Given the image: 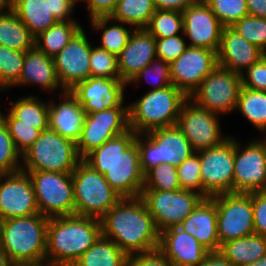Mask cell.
<instances>
[{"instance_id": "6da1fadb", "label": "cell", "mask_w": 266, "mask_h": 266, "mask_svg": "<svg viewBox=\"0 0 266 266\" xmlns=\"http://www.w3.org/2000/svg\"><path fill=\"white\" fill-rule=\"evenodd\" d=\"M136 136L137 133L129 129L83 158L93 169L105 176L110 186L122 198L139 197L144 188Z\"/></svg>"}, {"instance_id": "7a4b0ae2", "label": "cell", "mask_w": 266, "mask_h": 266, "mask_svg": "<svg viewBox=\"0 0 266 266\" xmlns=\"http://www.w3.org/2000/svg\"><path fill=\"white\" fill-rule=\"evenodd\" d=\"M100 221L102 235L128 256L159 248L160 232L140 196L122 198Z\"/></svg>"}, {"instance_id": "3957f363", "label": "cell", "mask_w": 266, "mask_h": 266, "mask_svg": "<svg viewBox=\"0 0 266 266\" xmlns=\"http://www.w3.org/2000/svg\"><path fill=\"white\" fill-rule=\"evenodd\" d=\"M101 234V221L97 218L75 214L49 218L46 262L53 266H72Z\"/></svg>"}, {"instance_id": "277c9868", "label": "cell", "mask_w": 266, "mask_h": 266, "mask_svg": "<svg viewBox=\"0 0 266 266\" xmlns=\"http://www.w3.org/2000/svg\"><path fill=\"white\" fill-rule=\"evenodd\" d=\"M48 222L40 213L4 220L0 252L13 263L46 262Z\"/></svg>"}, {"instance_id": "5b68a950", "label": "cell", "mask_w": 266, "mask_h": 266, "mask_svg": "<svg viewBox=\"0 0 266 266\" xmlns=\"http://www.w3.org/2000/svg\"><path fill=\"white\" fill-rule=\"evenodd\" d=\"M188 97L174 85L148 90L128 105L129 128L137 134L176 125L182 104Z\"/></svg>"}, {"instance_id": "8992f818", "label": "cell", "mask_w": 266, "mask_h": 266, "mask_svg": "<svg viewBox=\"0 0 266 266\" xmlns=\"http://www.w3.org/2000/svg\"><path fill=\"white\" fill-rule=\"evenodd\" d=\"M21 160V171L72 173L82 158L75 142L47 129L22 154Z\"/></svg>"}, {"instance_id": "52a82bcc", "label": "cell", "mask_w": 266, "mask_h": 266, "mask_svg": "<svg viewBox=\"0 0 266 266\" xmlns=\"http://www.w3.org/2000/svg\"><path fill=\"white\" fill-rule=\"evenodd\" d=\"M75 215L101 219L121 199L105 176L83 159L72 171Z\"/></svg>"}, {"instance_id": "ba28073f", "label": "cell", "mask_w": 266, "mask_h": 266, "mask_svg": "<svg viewBox=\"0 0 266 266\" xmlns=\"http://www.w3.org/2000/svg\"><path fill=\"white\" fill-rule=\"evenodd\" d=\"M135 142L139 150L140 167L144 175L157 165L171 164L177 167L195 153L177 125L155 129L145 134H137Z\"/></svg>"}, {"instance_id": "9c48e42d", "label": "cell", "mask_w": 266, "mask_h": 266, "mask_svg": "<svg viewBox=\"0 0 266 266\" xmlns=\"http://www.w3.org/2000/svg\"><path fill=\"white\" fill-rule=\"evenodd\" d=\"M30 176L39 213L48 218L75 214L71 173L24 171Z\"/></svg>"}, {"instance_id": "30bf717a", "label": "cell", "mask_w": 266, "mask_h": 266, "mask_svg": "<svg viewBox=\"0 0 266 266\" xmlns=\"http://www.w3.org/2000/svg\"><path fill=\"white\" fill-rule=\"evenodd\" d=\"M241 88V75L218 65L189 99L213 114H227L236 110Z\"/></svg>"}, {"instance_id": "8fae6325", "label": "cell", "mask_w": 266, "mask_h": 266, "mask_svg": "<svg viewBox=\"0 0 266 266\" xmlns=\"http://www.w3.org/2000/svg\"><path fill=\"white\" fill-rule=\"evenodd\" d=\"M235 139L199 151L202 197L233 193Z\"/></svg>"}, {"instance_id": "7c38bea8", "label": "cell", "mask_w": 266, "mask_h": 266, "mask_svg": "<svg viewBox=\"0 0 266 266\" xmlns=\"http://www.w3.org/2000/svg\"><path fill=\"white\" fill-rule=\"evenodd\" d=\"M212 198L216 202L220 247L227 241L255 234L252 192L225 193Z\"/></svg>"}, {"instance_id": "4fadbf2b", "label": "cell", "mask_w": 266, "mask_h": 266, "mask_svg": "<svg viewBox=\"0 0 266 266\" xmlns=\"http://www.w3.org/2000/svg\"><path fill=\"white\" fill-rule=\"evenodd\" d=\"M140 197L154 218L160 233L165 229L178 226L203 199L200 194L184 189L142 190Z\"/></svg>"}, {"instance_id": "5bb4252c", "label": "cell", "mask_w": 266, "mask_h": 266, "mask_svg": "<svg viewBox=\"0 0 266 266\" xmlns=\"http://www.w3.org/2000/svg\"><path fill=\"white\" fill-rule=\"evenodd\" d=\"M218 116L188 98L181 106L176 125L198 152L215 147L229 137L222 134Z\"/></svg>"}, {"instance_id": "9a60e30c", "label": "cell", "mask_w": 266, "mask_h": 266, "mask_svg": "<svg viewBox=\"0 0 266 266\" xmlns=\"http://www.w3.org/2000/svg\"><path fill=\"white\" fill-rule=\"evenodd\" d=\"M129 129L128 106L87 113L81 137L76 143L79 156L83 159L92 150Z\"/></svg>"}, {"instance_id": "2e32d148", "label": "cell", "mask_w": 266, "mask_h": 266, "mask_svg": "<svg viewBox=\"0 0 266 266\" xmlns=\"http://www.w3.org/2000/svg\"><path fill=\"white\" fill-rule=\"evenodd\" d=\"M235 140L233 193L266 191V155L258 139L246 146Z\"/></svg>"}, {"instance_id": "e0dca14e", "label": "cell", "mask_w": 266, "mask_h": 266, "mask_svg": "<svg viewBox=\"0 0 266 266\" xmlns=\"http://www.w3.org/2000/svg\"><path fill=\"white\" fill-rule=\"evenodd\" d=\"M217 66V51L188 46L170 63L171 83L189 98Z\"/></svg>"}, {"instance_id": "ac0fdd59", "label": "cell", "mask_w": 266, "mask_h": 266, "mask_svg": "<svg viewBox=\"0 0 266 266\" xmlns=\"http://www.w3.org/2000/svg\"><path fill=\"white\" fill-rule=\"evenodd\" d=\"M91 43L83 28L53 57L62 93L90 77Z\"/></svg>"}, {"instance_id": "d6986e66", "label": "cell", "mask_w": 266, "mask_h": 266, "mask_svg": "<svg viewBox=\"0 0 266 266\" xmlns=\"http://www.w3.org/2000/svg\"><path fill=\"white\" fill-rule=\"evenodd\" d=\"M37 213L35 191L28 173L19 171L0 175V217L6 220Z\"/></svg>"}, {"instance_id": "ffe728a7", "label": "cell", "mask_w": 266, "mask_h": 266, "mask_svg": "<svg viewBox=\"0 0 266 266\" xmlns=\"http://www.w3.org/2000/svg\"><path fill=\"white\" fill-rule=\"evenodd\" d=\"M183 31L190 47L218 51L223 26L204 0H197L182 11Z\"/></svg>"}, {"instance_id": "44dd1931", "label": "cell", "mask_w": 266, "mask_h": 266, "mask_svg": "<svg viewBox=\"0 0 266 266\" xmlns=\"http://www.w3.org/2000/svg\"><path fill=\"white\" fill-rule=\"evenodd\" d=\"M127 84L120 78L89 77L70 92L78 99L86 113H96L116 106H124Z\"/></svg>"}, {"instance_id": "7402d4cb", "label": "cell", "mask_w": 266, "mask_h": 266, "mask_svg": "<svg viewBox=\"0 0 266 266\" xmlns=\"http://www.w3.org/2000/svg\"><path fill=\"white\" fill-rule=\"evenodd\" d=\"M155 58L156 38L145 28L135 29L118 55L120 79L128 85Z\"/></svg>"}, {"instance_id": "603a6c76", "label": "cell", "mask_w": 266, "mask_h": 266, "mask_svg": "<svg viewBox=\"0 0 266 266\" xmlns=\"http://www.w3.org/2000/svg\"><path fill=\"white\" fill-rule=\"evenodd\" d=\"M264 54L232 27H223L217 51L218 65L221 67L242 75Z\"/></svg>"}, {"instance_id": "cb8c5ba5", "label": "cell", "mask_w": 266, "mask_h": 266, "mask_svg": "<svg viewBox=\"0 0 266 266\" xmlns=\"http://www.w3.org/2000/svg\"><path fill=\"white\" fill-rule=\"evenodd\" d=\"M158 249L173 266H198L209 252L197 239L178 226L160 233Z\"/></svg>"}, {"instance_id": "d4e9b609", "label": "cell", "mask_w": 266, "mask_h": 266, "mask_svg": "<svg viewBox=\"0 0 266 266\" xmlns=\"http://www.w3.org/2000/svg\"><path fill=\"white\" fill-rule=\"evenodd\" d=\"M60 99V103L49 102L48 129L77 143L87 113L70 91L61 92Z\"/></svg>"}, {"instance_id": "484cf974", "label": "cell", "mask_w": 266, "mask_h": 266, "mask_svg": "<svg viewBox=\"0 0 266 266\" xmlns=\"http://www.w3.org/2000/svg\"><path fill=\"white\" fill-rule=\"evenodd\" d=\"M178 227L197 239L209 252L220 250L216 202L212 197L203 198Z\"/></svg>"}, {"instance_id": "4316f807", "label": "cell", "mask_w": 266, "mask_h": 266, "mask_svg": "<svg viewBox=\"0 0 266 266\" xmlns=\"http://www.w3.org/2000/svg\"><path fill=\"white\" fill-rule=\"evenodd\" d=\"M39 85L44 90H59L54 60L34 46L25 52V61L18 82L14 86Z\"/></svg>"}, {"instance_id": "83f0119b", "label": "cell", "mask_w": 266, "mask_h": 266, "mask_svg": "<svg viewBox=\"0 0 266 266\" xmlns=\"http://www.w3.org/2000/svg\"><path fill=\"white\" fill-rule=\"evenodd\" d=\"M11 9L34 37L57 22L50 11V0H11Z\"/></svg>"}, {"instance_id": "f1b7e54d", "label": "cell", "mask_w": 266, "mask_h": 266, "mask_svg": "<svg viewBox=\"0 0 266 266\" xmlns=\"http://www.w3.org/2000/svg\"><path fill=\"white\" fill-rule=\"evenodd\" d=\"M220 252L233 266L252 263L266 255V236L250 235L223 243Z\"/></svg>"}, {"instance_id": "f546056e", "label": "cell", "mask_w": 266, "mask_h": 266, "mask_svg": "<svg viewBox=\"0 0 266 266\" xmlns=\"http://www.w3.org/2000/svg\"><path fill=\"white\" fill-rule=\"evenodd\" d=\"M0 45L18 51L35 46V37L12 9L0 13Z\"/></svg>"}, {"instance_id": "4dcf8cb0", "label": "cell", "mask_w": 266, "mask_h": 266, "mask_svg": "<svg viewBox=\"0 0 266 266\" xmlns=\"http://www.w3.org/2000/svg\"><path fill=\"white\" fill-rule=\"evenodd\" d=\"M128 255L102 234L72 266H125Z\"/></svg>"}, {"instance_id": "1f68e13d", "label": "cell", "mask_w": 266, "mask_h": 266, "mask_svg": "<svg viewBox=\"0 0 266 266\" xmlns=\"http://www.w3.org/2000/svg\"><path fill=\"white\" fill-rule=\"evenodd\" d=\"M81 29L77 21H57L35 37V46L53 58Z\"/></svg>"}, {"instance_id": "d6a6232c", "label": "cell", "mask_w": 266, "mask_h": 266, "mask_svg": "<svg viewBox=\"0 0 266 266\" xmlns=\"http://www.w3.org/2000/svg\"><path fill=\"white\" fill-rule=\"evenodd\" d=\"M154 0H119L109 16L135 29L146 28L156 11Z\"/></svg>"}, {"instance_id": "836d02e7", "label": "cell", "mask_w": 266, "mask_h": 266, "mask_svg": "<svg viewBox=\"0 0 266 266\" xmlns=\"http://www.w3.org/2000/svg\"><path fill=\"white\" fill-rule=\"evenodd\" d=\"M9 112L17 119V124L38 125V129H48L49 103L42 102L38 96H26L10 102Z\"/></svg>"}, {"instance_id": "e575fe53", "label": "cell", "mask_w": 266, "mask_h": 266, "mask_svg": "<svg viewBox=\"0 0 266 266\" xmlns=\"http://www.w3.org/2000/svg\"><path fill=\"white\" fill-rule=\"evenodd\" d=\"M112 21L114 23L108 26V23ZM123 24V22L112 20L109 16L92 18L91 27L94 28L93 30L96 32L103 29L101 45H99V47L118 56L127 45V42L134 31V29L125 28Z\"/></svg>"}, {"instance_id": "d590c367", "label": "cell", "mask_w": 266, "mask_h": 266, "mask_svg": "<svg viewBox=\"0 0 266 266\" xmlns=\"http://www.w3.org/2000/svg\"><path fill=\"white\" fill-rule=\"evenodd\" d=\"M236 110L266 134V91H255L242 86Z\"/></svg>"}, {"instance_id": "8d00e7d4", "label": "cell", "mask_w": 266, "mask_h": 266, "mask_svg": "<svg viewBox=\"0 0 266 266\" xmlns=\"http://www.w3.org/2000/svg\"><path fill=\"white\" fill-rule=\"evenodd\" d=\"M25 52L0 45V91L14 87L20 78Z\"/></svg>"}, {"instance_id": "74e56055", "label": "cell", "mask_w": 266, "mask_h": 266, "mask_svg": "<svg viewBox=\"0 0 266 266\" xmlns=\"http://www.w3.org/2000/svg\"><path fill=\"white\" fill-rule=\"evenodd\" d=\"M155 38L178 35L183 31V16L177 10H156L145 28Z\"/></svg>"}, {"instance_id": "f35d334b", "label": "cell", "mask_w": 266, "mask_h": 266, "mask_svg": "<svg viewBox=\"0 0 266 266\" xmlns=\"http://www.w3.org/2000/svg\"><path fill=\"white\" fill-rule=\"evenodd\" d=\"M180 189L178 171L174 165H157L144 175L142 190L175 191Z\"/></svg>"}, {"instance_id": "ab89813d", "label": "cell", "mask_w": 266, "mask_h": 266, "mask_svg": "<svg viewBox=\"0 0 266 266\" xmlns=\"http://www.w3.org/2000/svg\"><path fill=\"white\" fill-rule=\"evenodd\" d=\"M21 153L16 149L7 125L0 117V175L21 171Z\"/></svg>"}, {"instance_id": "60d3db41", "label": "cell", "mask_w": 266, "mask_h": 266, "mask_svg": "<svg viewBox=\"0 0 266 266\" xmlns=\"http://www.w3.org/2000/svg\"><path fill=\"white\" fill-rule=\"evenodd\" d=\"M223 27H232L249 15L246 0H204Z\"/></svg>"}, {"instance_id": "b9f144b4", "label": "cell", "mask_w": 266, "mask_h": 266, "mask_svg": "<svg viewBox=\"0 0 266 266\" xmlns=\"http://www.w3.org/2000/svg\"><path fill=\"white\" fill-rule=\"evenodd\" d=\"M0 117L7 125L16 149L21 155L39 138L42 130L38 125L17 124V119L9 112L6 115L0 111Z\"/></svg>"}, {"instance_id": "7bdbcfd3", "label": "cell", "mask_w": 266, "mask_h": 266, "mask_svg": "<svg viewBox=\"0 0 266 266\" xmlns=\"http://www.w3.org/2000/svg\"><path fill=\"white\" fill-rule=\"evenodd\" d=\"M232 28L266 53V18L247 15L236 22Z\"/></svg>"}, {"instance_id": "ee69618b", "label": "cell", "mask_w": 266, "mask_h": 266, "mask_svg": "<svg viewBox=\"0 0 266 266\" xmlns=\"http://www.w3.org/2000/svg\"><path fill=\"white\" fill-rule=\"evenodd\" d=\"M89 63L91 77L120 78L118 56L99 46H91Z\"/></svg>"}, {"instance_id": "f6af8a7d", "label": "cell", "mask_w": 266, "mask_h": 266, "mask_svg": "<svg viewBox=\"0 0 266 266\" xmlns=\"http://www.w3.org/2000/svg\"><path fill=\"white\" fill-rule=\"evenodd\" d=\"M199 151L193 153L177 166L180 188L202 196Z\"/></svg>"}, {"instance_id": "bcb514c9", "label": "cell", "mask_w": 266, "mask_h": 266, "mask_svg": "<svg viewBox=\"0 0 266 266\" xmlns=\"http://www.w3.org/2000/svg\"><path fill=\"white\" fill-rule=\"evenodd\" d=\"M150 75L153 77L151 78L152 82L151 79L149 81ZM143 77L153 86L151 88L152 90L162 89L172 85L170 64L159 58H155L149 65L142 69L129 84H137Z\"/></svg>"}, {"instance_id": "7dc6e473", "label": "cell", "mask_w": 266, "mask_h": 266, "mask_svg": "<svg viewBox=\"0 0 266 266\" xmlns=\"http://www.w3.org/2000/svg\"><path fill=\"white\" fill-rule=\"evenodd\" d=\"M188 47L186 41L180 35H174L165 38H156L157 58L172 63Z\"/></svg>"}, {"instance_id": "c3c4849f", "label": "cell", "mask_w": 266, "mask_h": 266, "mask_svg": "<svg viewBox=\"0 0 266 266\" xmlns=\"http://www.w3.org/2000/svg\"><path fill=\"white\" fill-rule=\"evenodd\" d=\"M241 75L242 86L255 90L266 91V56L263 55Z\"/></svg>"}, {"instance_id": "681fc988", "label": "cell", "mask_w": 266, "mask_h": 266, "mask_svg": "<svg viewBox=\"0 0 266 266\" xmlns=\"http://www.w3.org/2000/svg\"><path fill=\"white\" fill-rule=\"evenodd\" d=\"M254 233L266 236V191L252 192Z\"/></svg>"}, {"instance_id": "f907efd6", "label": "cell", "mask_w": 266, "mask_h": 266, "mask_svg": "<svg viewBox=\"0 0 266 266\" xmlns=\"http://www.w3.org/2000/svg\"><path fill=\"white\" fill-rule=\"evenodd\" d=\"M125 266H173L167 257L159 250L129 255Z\"/></svg>"}, {"instance_id": "816d5d0a", "label": "cell", "mask_w": 266, "mask_h": 266, "mask_svg": "<svg viewBox=\"0 0 266 266\" xmlns=\"http://www.w3.org/2000/svg\"><path fill=\"white\" fill-rule=\"evenodd\" d=\"M119 0H84L90 12V19L95 17L110 16L115 10Z\"/></svg>"}, {"instance_id": "f5cc1de1", "label": "cell", "mask_w": 266, "mask_h": 266, "mask_svg": "<svg viewBox=\"0 0 266 266\" xmlns=\"http://www.w3.org/2000/svg\"><path fill=\"white\" fill-rule=\"evenodd\" d=\"M76 0H50V11L57 21H75L70 17Z\"/></svg>"}, {"instance_id": "db71d44e", "label": "cell", "mask_w": 266, "mask_h": 266, "mask_svg": "<svg viewBox=\"0 0 266 266\" xmlns=\"http://www.w3.org/2000/svg\"><path fill=\"white\" fill-rule=\"evenodd\" d=\"M197 0H154L157 10H177L184 11Z\"/></svg>"}, {"instance_id": "11a10c76", "label": "cell", "mask_w": 266, "mask_h": 266, "mask_svg": "<svg viewBox=\"0 0 266 266\" xmlns=\"http://www.w3.org/2000/svg\"><path fill=\"white\" fill-rule=\"evenodd\" d=\"M198 266H233V265L219 250V251L208 252L205 259Z\"/></svg>"}, {"instance_id": "9f6ffc18", "label": "cell", "mask_w": 266, "mask_h": 266, "mask_svg": "<svg viewBox=\"0 0 266 266\" xmlns=\"http://www.w3.org/2000/svg\"><path fill=\"white\" fill-rule=\"evenodd\" d=\"M246 4L249 15L266 18V0H246Z\"/></svg>"}, {"instance_id": "6f0895ef", "label": "cell", "mask_w": 266, "mask_h": 266, "mask_svg": "<svg viewBox=\"0 0 266 266\" xmlns=\"http://www.w3.org/2000/svg\"><path fill=\"white\" fill-rule=\"evenodd\" d=\"M13 262L2 252H0V266H13Z\"/></svg>"}, {"instance_id": "680465c9", "label": "cell", "mask_w": 266, "mask_h": 266, "mask_svg": "<svg viewBox=\"0 0 266 266\" xmlns=\"http://www.w3.org/2000/svg\"><path fill=\"white\" fill-rule=\"evenodd\" d=\"M11 9V0H0V13Z\"/></svg>"}, {"instance_id": "91938a15", "label": "cell", "mask_w": 266, "mask_h": 266, "mask_svg": "<svg viewBox=\"0 0 266 266\" xmlns=\"http://www.w3.org/2000/svg\"><path fill=\"white\" fill-rule=\"evenodd\" d=\"M242 266H266V255L262 256L260 259L254 261L252 263L242 265Z\"/></svg>"}, {"instance_id": "94428289", "label": "cell", "mask_w": 266, "mask_h": 266, "mask_svg": "<svg viewBox=\"0 0 266 266\" xmlns=\"http://www.w3.org/2000/svg\"><path fill=\"white\" fill-rule=\"evenodd\" d=\"M13 266H53V265L44 262V263H14Z\"/></svg>"}, {"instance_id": "6125c7cd", "label": "cell", "mask_w": 266, "mask_h": 266, "mask_svg": "<svg viewBox=\"0 0 266 266\" xmlns=\"http://www.w3.org/2000/svg\"><path fill=\"white\" fill-rule=\"evenodd\" d=\"M4 220L0 217V244L2 240V226H3Z\"/></svg>"}, {"instance_id": "be15d7a7", "label": "cell", "mask_w": 266, "mask_h": 266, "mask_svg": "<svg viewBox=\"0 0 266 266\" xmlns=\"http://www.w3.org/2000/svg\"><path fill=\"white\" fill-rule=\"evenodd\" d=\"M259 140L263 143L265 155H266V138L264 137V139H259Z\"/></svg>"}]
</instances>
